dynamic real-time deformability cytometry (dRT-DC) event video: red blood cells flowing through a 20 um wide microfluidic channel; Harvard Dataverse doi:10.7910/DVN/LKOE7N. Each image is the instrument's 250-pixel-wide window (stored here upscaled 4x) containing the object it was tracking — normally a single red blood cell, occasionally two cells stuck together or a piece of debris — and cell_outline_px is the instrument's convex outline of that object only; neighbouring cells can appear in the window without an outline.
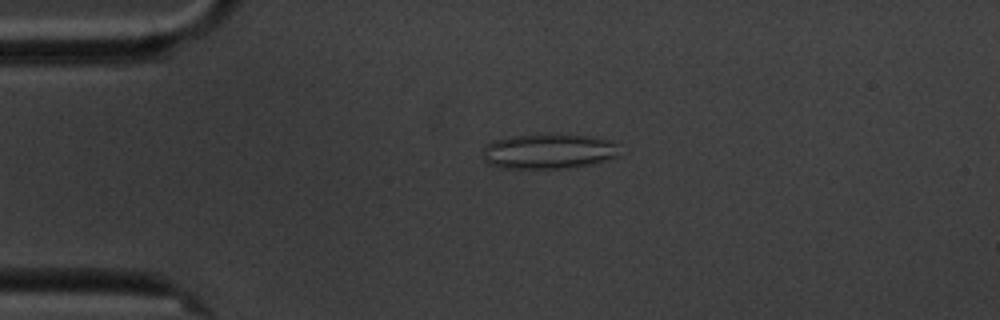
{"species": "common noctule bat (a hibernating species)", "species_latin": "Nyctalus noctula", "temperature_condition": "cold", "stored_images_in_passage": 5, "camera_frame_rate_fps": 3000, "um_per_image_px": 0.085, "animal": {"sex": "male", "body_mass_g": 20.1, "forearm_length_mm": 53.5}, "frame": {"image": 1, "passage_image": 4, "time_ms": 3.333, "image_size_px": [1000, 320], "cell_outline_px": [[616, 156], [592, 164], [568, 168], [504, 168], [488, 164], [484, 160], [484, 144], [492, 140], [512, 136], [556, 132], [560, 132], [592, 136], [616, 140]], "centroid_in_image_um": [46.62, 12.82], "position_along_channel_um": 38.4, "area_um2": 28.61}}
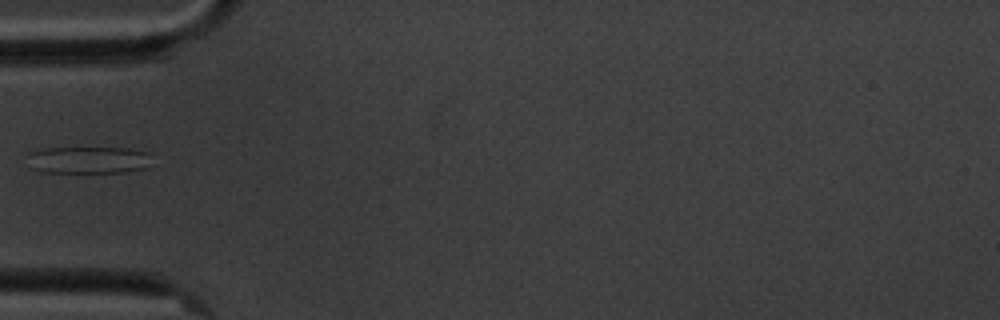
{"frame": {"image": 2, "passage_image": 5, "time_ms": 5.333, "image_size_px": [1000, 320], "cell_outline_px": [[148, 168], [128, 172], [44, 172], [32, 168], [28, 156], [28, 152], [44, 148], [128, 148], [148, 152]], "centroid_in_image_um": [7.51, 13.59], "position_along_channel_um": 77.5, "area_um2": 19.54}}